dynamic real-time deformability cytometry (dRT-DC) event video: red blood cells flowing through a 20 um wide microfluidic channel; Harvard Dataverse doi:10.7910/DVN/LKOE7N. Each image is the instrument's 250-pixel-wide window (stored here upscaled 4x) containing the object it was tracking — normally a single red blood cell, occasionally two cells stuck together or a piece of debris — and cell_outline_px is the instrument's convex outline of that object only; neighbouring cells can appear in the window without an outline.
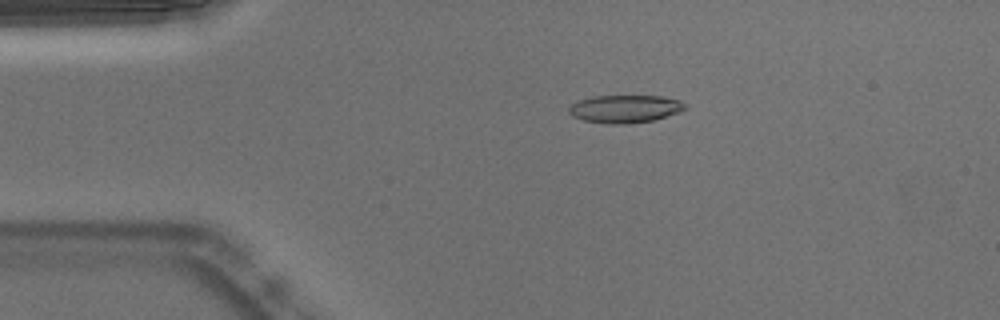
{"species": "Egyptian fruit bat (a non-hibernating species)", "species_latin": "Rousettus aegyptiacus", "temperature_condition": "warm", "stored_images_in_passage": 52, "camera_frame_rate_fps": 3000, "um_per_image_px": 0.085, "animal": {"sex": "male"}, "frame": {"image": 1, "passage_image": 10, "time_ms": 3.0, "image_size_px": [1000, 320], "cell_outline_px": [[688, 108], [680, 112], [652, 120], [628, 124], [604, 124], [584, 120], [572, 116], [568, 112], [568, 108], [572, 104], [580, 100], [592, 96], [660, 96], [680, 100], [688, 104]], "centroid_in_image_um": [53.15, 9.25], "position_along_channel_um": 31.9, "area_um2": 18.96}}
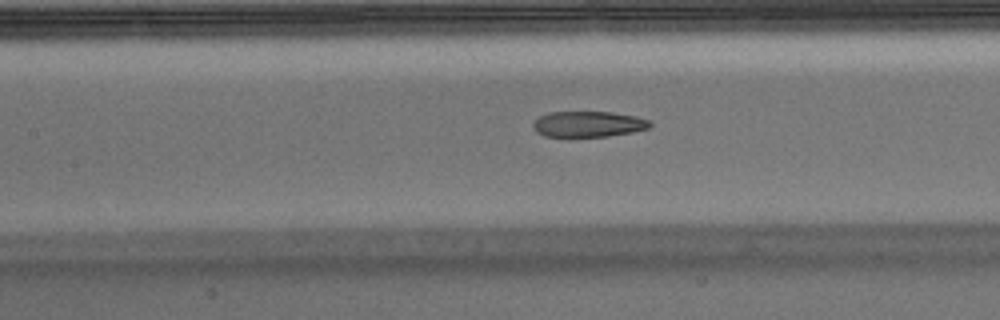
{"frame": {"image": 2, "passage_image": 23, "time_ms": 7.333, "image_size_px": [1000, 320], "cell_outline_px": [[652, 124], [648, 128], [632, 132], [608, 136], [544, 136], [536, 132], [532, 128], [532, 124], [540, 116], [548, 112], [612, 112], [636, 116], [648, 120]], "centroid_in_image_um": [49.98, 10.54], "position_along_channel_um": 157.4, "area_um2": 17.46}}
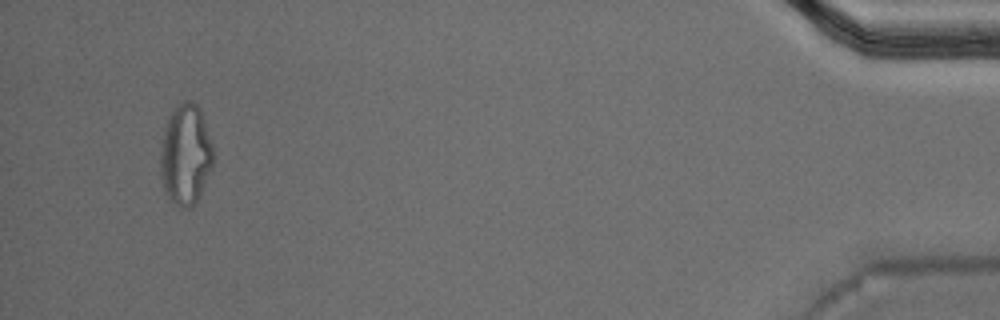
{"frame": {"image": 3, "passage_image": 50, "time_ms": 16.333, "image_size_px": [1000, 320], "cell_outline_px": [[212, 168], [196, 200], [188, 208], [180, 208], [168, 196], [164, 188], [160, 172], [160, 152], [164, 128], [172, 108], [176, 104], [184, 100], [192, 100], [200, 108], [212, 144]], "centroid_in_image_um": [15.75, 13.08], "position_along_channel_um": 419.4, "area_um2": 30.81}, "authors_computed_cell_mechanics": {"area_um2": 19.2185, "velocity_mm_per_s": 3.7924, "shape_relaxation_time_tau1_ms": null, "shape_relaxation_time_tau2_ms": 2.5022, "deformation_change_tau1": null, "deformation_change_tau2": 0.1089}}